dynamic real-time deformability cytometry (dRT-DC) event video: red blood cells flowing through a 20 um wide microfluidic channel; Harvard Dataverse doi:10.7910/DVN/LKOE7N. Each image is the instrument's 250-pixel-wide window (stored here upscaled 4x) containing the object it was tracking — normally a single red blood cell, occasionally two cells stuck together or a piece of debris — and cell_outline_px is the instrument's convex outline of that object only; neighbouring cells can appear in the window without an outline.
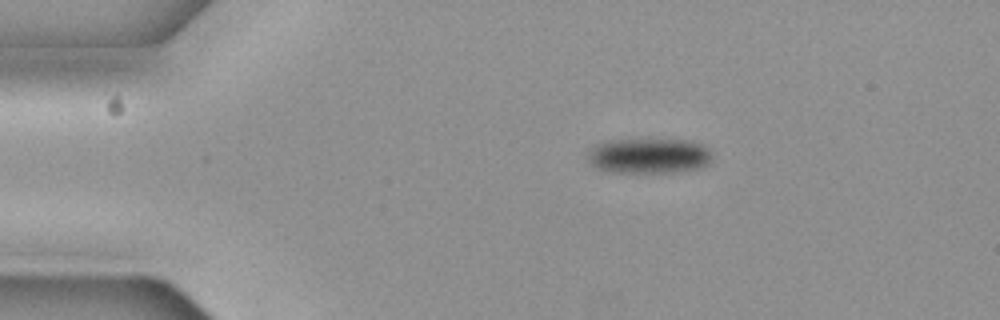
{"species": "common noctule bat (a hibernating species)", "species_latin": "Nyctalus noctula", "temperature_condition": "cold", "stored_images_in_passage": 48, "camera_frame_rate_fps": 3000, "um_per_image_px": 0.085, "animal": {"sex": "female", "body_mass_g": 19.3, "forearm_length_mm": 54.1}, "frame": {"image": 1, "passage_image": 2, "time_ms": 0.333, "image_size_px": [1000, 320], "cell_outline_px": [[712, 160], [708, 164], [696, 168], [664, 172], [616, 172], [596, 168], [588, 160], [588, 152], [596, 144], [612, 140], [688, 140], [700, 144], [712, 156]], "centroid_in_image_um": [55.12, 13.24], "position_along_channel_um": 29.9, "area_um2": 24.91}}
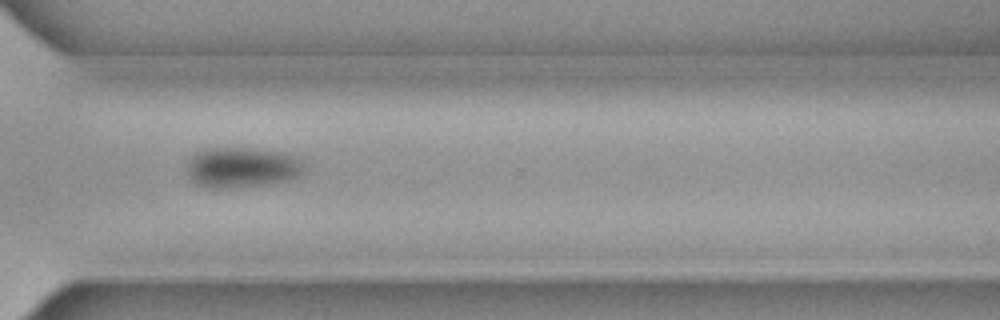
{"frame": {"image": 2, "passage_image": 33, "time_ms": 10.667, "image_size_px": [1000, 320], "cell_outline_px": [[304, 172], [296, 176], [284, 180], [260, 184], [228, 188], [208, 188], [192, 180], [188, 176], [188, 164], [192, 156], [208, 148], [244, 148], [280, 152], [292, 156], [300, 160], [304, 168]], "centroid_in_image_um": [20.53, 14.23], "position_along_channel_um": 350.1, "area_um2": 26.7}}
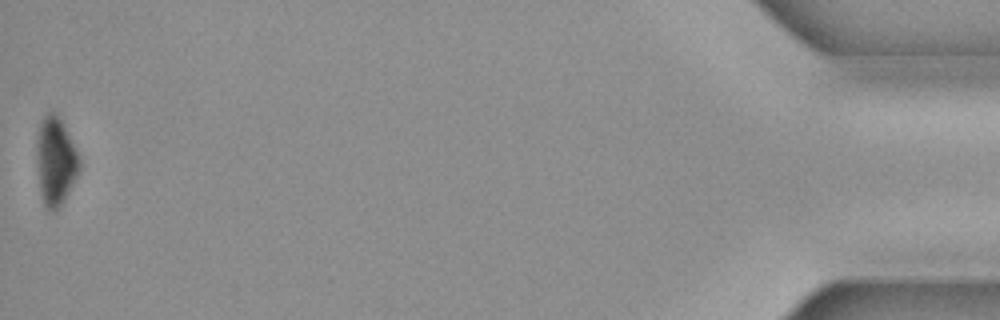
{"frame": {"image": 3, "passage_image": 48, "time_ms": 15.667, "image_size_px": [1000, 320], "cell_outline_px": [[80, 168], [76, 176], [60, 204], [56, 208], [48, 208], [44, 204], [40, 188], [36, 140], [40, 124], [44, 116], [48, 112], [52, 112], [60, 120], [80, 160]], "centroid_in_image_um": [4.7, 13.66], "position_along_channel_um": 430.5, "area_um2": 20.52}, "authors_computed_cell_mechanics": {"area_um2": 28.033, "velocity_mm_per_s": 3.6787, "shape_relaxation_time_tau1_ms": 2.1175, "shape_relaxation_time_tau2_ms": null, "deformation_change_tau1": 0.07, "deformation_change_tau2": null}}